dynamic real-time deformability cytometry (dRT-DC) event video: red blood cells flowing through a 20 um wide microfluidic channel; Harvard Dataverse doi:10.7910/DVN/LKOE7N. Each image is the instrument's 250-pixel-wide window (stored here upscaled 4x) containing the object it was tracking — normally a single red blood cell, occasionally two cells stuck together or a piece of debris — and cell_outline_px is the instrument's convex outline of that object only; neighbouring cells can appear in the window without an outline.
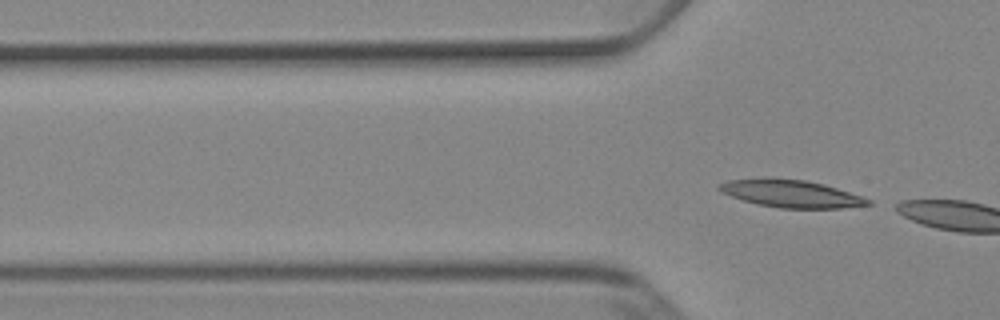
{"species": "Egyptian fruit bat (a non-hibernating species)", "species_latin": "Rousettus aegyptiacus", "temperature_condition": "cold", "stored_images_in_passage": 4, "camera_frame_rate_fps": 3000, "um_per_image_px": 0.085, "animal": {"sex": "female"}, "frame": {"image": 1, "passage_image": 4, "time_ms": 4.333, "image_size_px": [1000, 320], "cell_outline_px": [[872, 204], [844, 208], [780, 208], [756, 204], [720, 192], [716, 188], [716, 184], [728, 180], [764, 176], [768, 176], [804, 180], [824, 184], [864, 196], [872, 200]], "centroid_in_image_um": [67.2, 16.43], "position_along_channel_um": 58.6, "area_um2": 24.45}}